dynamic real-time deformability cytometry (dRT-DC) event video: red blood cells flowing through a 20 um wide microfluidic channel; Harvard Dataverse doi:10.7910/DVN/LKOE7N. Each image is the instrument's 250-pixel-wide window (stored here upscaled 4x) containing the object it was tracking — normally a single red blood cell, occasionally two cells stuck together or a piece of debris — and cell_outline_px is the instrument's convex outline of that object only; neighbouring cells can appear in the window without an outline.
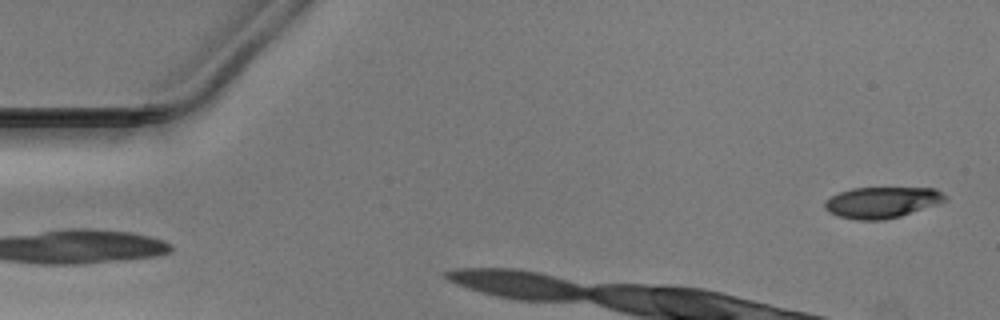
{"species": "Egyptian fruit bat (a non-hibernating species)", "species_latin": "Rousettus aegyptiacus", "temperature_condition": "warm", "stored_images_in_passage": 11, "camera_frame_rate_fps": 3000, "um_per_image_px": 0.085, "animal": {"sex": "male"}, "frame": {"image": 1, "passage_image": 1, "time_ms": 0.0, "image_size_px": [1000, 320], "cell_outline_px": [[948, 200], [900, 216], [884, 220], [856, 220], [836, 216], [828, 212], [824, 208], [824, 200], [840, 192], [852, 188], [936, 188], [948, 196]], "centroid_in_image_um": [74.94, 17.2], "position_along_channel_um": 10.1, "area_um2": 21.91}}
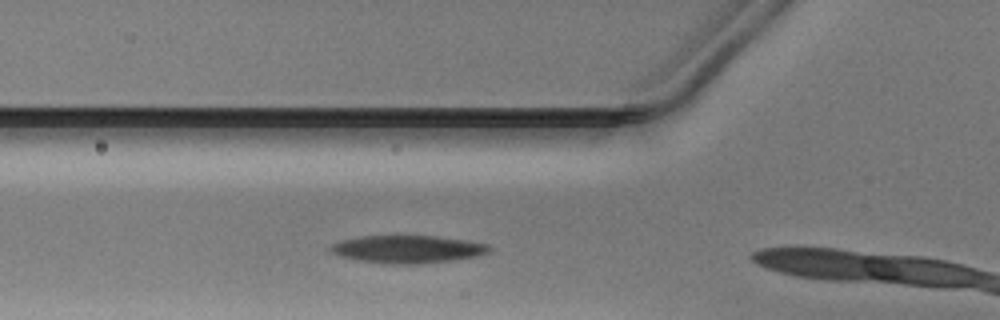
{"frame": {"image": 2, "passage_image": 7, "time_ms": 2.0, "image_size_px": [1000, 320], "cell_outline_px": [[492, 252], [476, 256], [452, 260], [420, 264], [392, 264], [356, 260], [340, 256], [332, 252], [328, 248], [332, 244], [340, 240], [360, 236], [436, 236], [468, 240], [488, 244], [492, 248]], "centroid_in_image_um": [34.67, 21.18], "position_along_channel_um": 91.1, "area_um2": 25.78}}
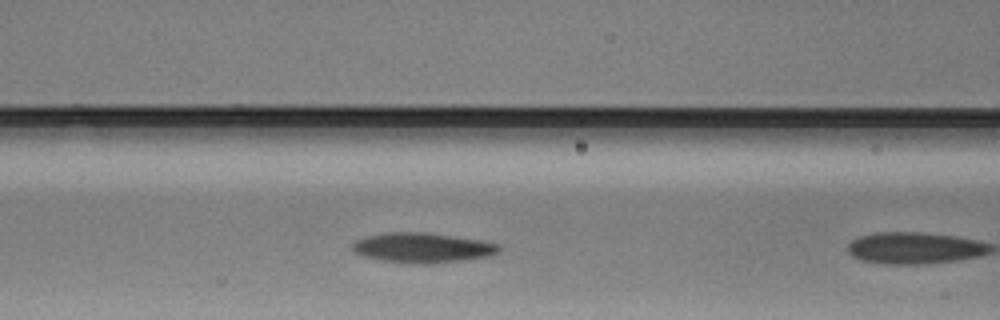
{"frame": {"image": 3, "passage_image": 10, "time_ms": 3.0, "image_size_px": [1000, 320], "cell_outline_px": [[504, 248], [500, 252], [492, 256], [464, 260], [428, 264], [408, 264], [384, 260], [364, 256], [356, 252], [352, 248], [352, 244], [356, 240], [364, 236], [384, 232], [428, 232], [480, 240], [500, 244]], "centroid_in_image_um": [35.97, 21.05], "position_along_channel_um": 130.6, "area_um2": 25.95}}